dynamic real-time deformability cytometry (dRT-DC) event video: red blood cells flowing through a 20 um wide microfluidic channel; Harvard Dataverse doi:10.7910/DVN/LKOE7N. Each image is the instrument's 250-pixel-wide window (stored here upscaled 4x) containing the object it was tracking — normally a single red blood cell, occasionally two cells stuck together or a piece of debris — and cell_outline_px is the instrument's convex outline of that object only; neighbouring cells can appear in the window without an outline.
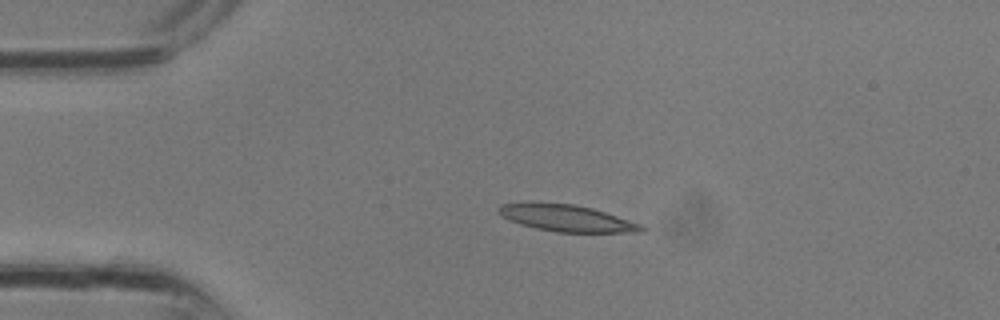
{"species": "common noctule bat (a hibernating species)", "species_latin": "Nyctalus noctula", "temperature_condition": "room temperature", "stored_images_in_passage": 2, "camera_frame_rate_fps": 3000, "um_per_image_px": 0.085, "animal": {"sex": "male", "body_mass_g": 13.3}, "frame": {"image": 1, "passage_image": 2, "time_ms": 0.333, "image_size_px": [1000, 320], "cell_outline_px": [[648, 228], [644, 232], [556, 232], [536, 228], [520, 224], [500, 216], [496, 212], [496, 208], [500, 204], [532, 200], [572, 204], [592, 208], [640, 224]], "centroid_in_image_um": [48.05, 18.51], "position_along_channel_um": 36.9, "area_um2": 22.72}}